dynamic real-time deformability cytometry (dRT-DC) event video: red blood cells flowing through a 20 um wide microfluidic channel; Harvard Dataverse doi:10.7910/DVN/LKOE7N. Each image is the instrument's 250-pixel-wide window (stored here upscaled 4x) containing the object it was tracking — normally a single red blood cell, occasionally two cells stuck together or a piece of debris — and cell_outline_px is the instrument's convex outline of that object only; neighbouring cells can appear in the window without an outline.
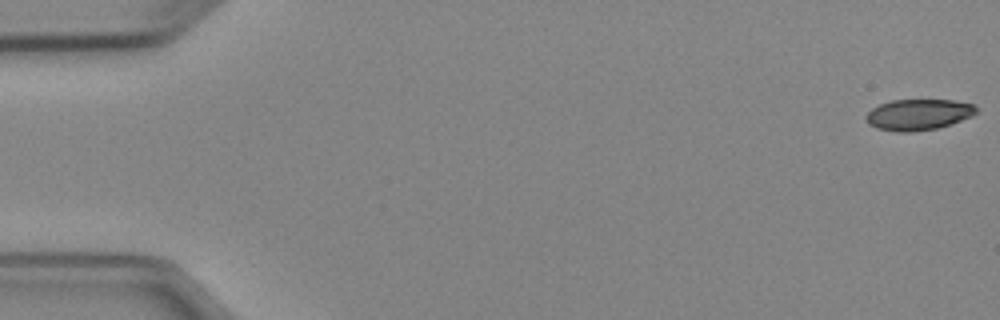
{"species": "Egyptian fruit bat (a non-hibernating species)", "species_latin": "Rousettus aegyptiacus", "temperature_condition": "cold", "stored_images_in_passage": 5, "camera_frame_rate_fps": 3000, "um_per_image_px": 0.085, "animal": {"sex": "female"}, "frame": {"image": 1, "passage_image": 1, "time_ms": 0.0, "image_size_px": [1000, 320], "cell_outline_px": [[976, 112], [972, 116], [936, 128], [912, 132], [896, 132], [876, 128], [868, 124], [864, 116], [872, 108], [880, 104], [892, 100], [952, 100], [972, 104], [976, 108]], "centroid_in_image_um": [78.0, 9.74], "position_along_channel_um": 7.0, "area_um2": 19.77}}
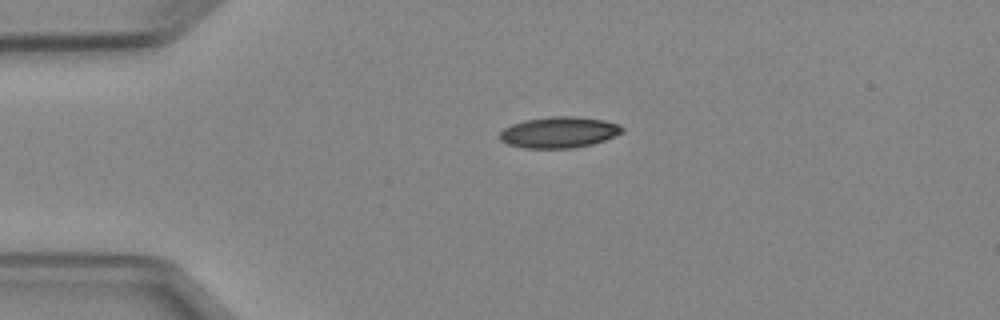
{"frame": {"image": 2, "passage_image": 4, "time_ms": 3.667, "image_size_px": [1000, 320], "cell_outline_px": [[624, 132], [604, 140], [592, 144], [576, 148], [524, 148], [508, 144], [500, 140], [500, 132], [504, 128], [512, 124], [524, 120], [552, 116], [576, 116], [604, 120], [620, 124], [624, 128]], "centroid_in_image_um": [47.54, 11.24], "position_along_channel_um": 37.5, "area_um2": 22.31}}